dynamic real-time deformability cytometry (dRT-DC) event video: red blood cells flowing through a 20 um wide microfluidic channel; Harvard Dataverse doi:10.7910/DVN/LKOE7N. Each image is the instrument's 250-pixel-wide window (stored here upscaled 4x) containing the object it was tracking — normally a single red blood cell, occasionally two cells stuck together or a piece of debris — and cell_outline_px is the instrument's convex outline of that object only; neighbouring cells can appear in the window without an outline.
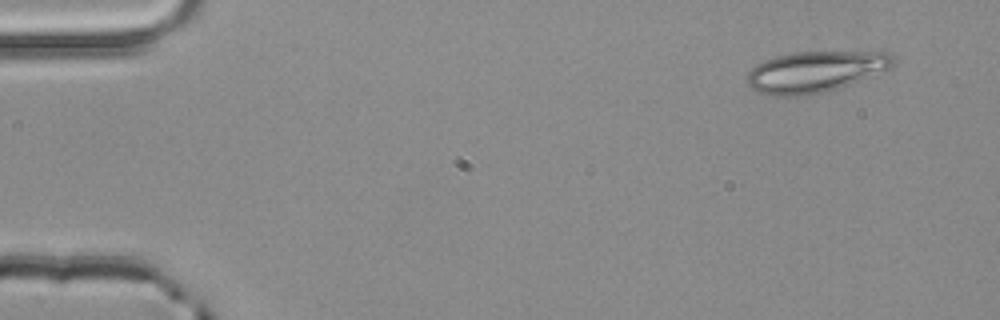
{"species": "common noctule bat (a hibernating species)", "species_latin": "Nyctalus noctula", "temperature_condition": "room temperature", "stored_images_in_passage": 3, "camera_frame_rate_fps": 3000, "um_per_image_px": 0.085, "animal": {"sex": "male", "body_mass_g": 20.4}, "frame": {"image": 1, "passage_image": 1, "time_ms": 0.0, "image_size_px": [1000, 320], "cell_outline_px": [[896, 64], [888, 68], [848, 84], [824, 92], [796, 96], [776, 96], [756, 92], [748, 84], [748, 72], [756, 64], [764, 60], [776, 56], [792, 52], [888, 52], [896, 60]], "centroid_in_image_um": [69.25, 6.08], "position_along_channel_um": 15.7, "area_um2": 34.51}}